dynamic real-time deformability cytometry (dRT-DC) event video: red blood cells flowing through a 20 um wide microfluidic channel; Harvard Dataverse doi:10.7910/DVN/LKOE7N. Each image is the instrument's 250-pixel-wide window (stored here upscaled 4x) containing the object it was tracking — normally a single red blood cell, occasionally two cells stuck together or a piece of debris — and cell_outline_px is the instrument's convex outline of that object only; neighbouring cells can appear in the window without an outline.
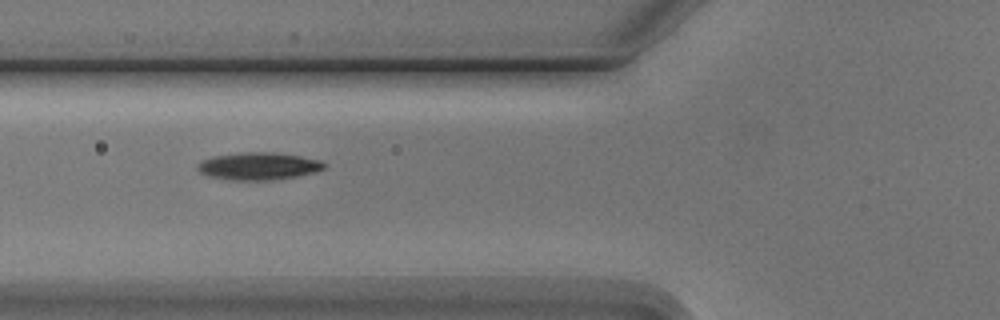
{"species": "Egyptian fruit bat (a non-hibernating species)", "species_latin": "Rousettus aegyptiacus", "temperature_condition": "cold", "stored_images_in_passage": 8, "camera_frame_rate_fps": 3000, "um_per_image_px": 0.085, "animal": {"sex": "male"}, "frame": {"image": 1, "passage_image": 4, "time_ms": 4.333, "image_size_px": [1000, 320], "cell_outline_px": [[324, 168], [316, 172], [296, 176], [272, 180], [228, 180], [208, 176], [200, 172], [196, 168], [196, 164], [212, 156], [244, 152], [272, 152], [300, 156], [320, 160], [324, 164]], "centroid_in_image_um": [21.94, 14.12], "position_along_channel_um": 103.9, "area_um2": 20.23}}
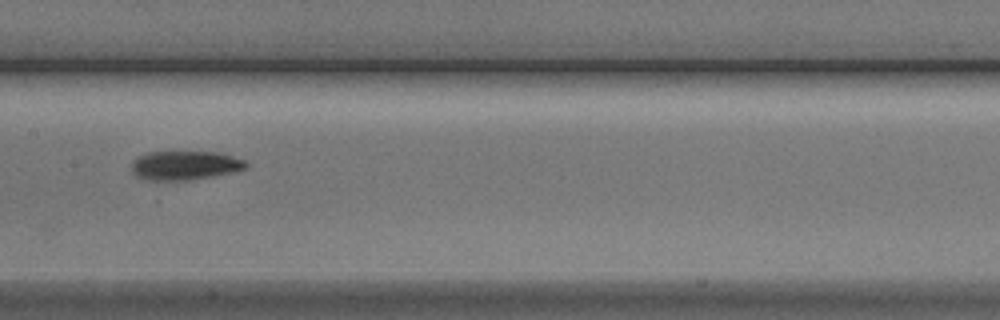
{"frame": {"image": 2, "passage_image": 6, "time_ms": 6.667, "image_size_px": [1000, 320], "cell_outline_px": [[248, 168], [232, 172], [192, 180], [140, 180], [132, 172], [132, 164], [140, 156], [148, 152], [216, 152], [244, 160], [248, 164]], "centroid_in_image_um": [15.71, 14.07], "position_along_channel_um": 191.7, "area_um2": 19.25}}
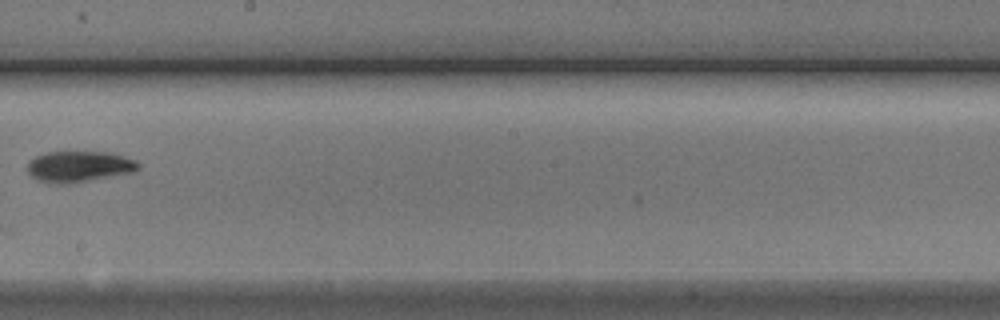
{"frame": {"image": 3, "passage_image": 7, "time_ms": 8.0, "image_size_px": [1000, 320], "cell_outline_px": [[140, 168], [132, 172], [68, 184], [60, 184], [36, 180], [28, 172], [28, 160], [36, 156], [48, 152], [108, 152], [136, 160], [140, 164]], "centroid_in_image_um": [6.7, 14.15], "position_along_channel_um": 241.5, "area_um2": 19.88}}